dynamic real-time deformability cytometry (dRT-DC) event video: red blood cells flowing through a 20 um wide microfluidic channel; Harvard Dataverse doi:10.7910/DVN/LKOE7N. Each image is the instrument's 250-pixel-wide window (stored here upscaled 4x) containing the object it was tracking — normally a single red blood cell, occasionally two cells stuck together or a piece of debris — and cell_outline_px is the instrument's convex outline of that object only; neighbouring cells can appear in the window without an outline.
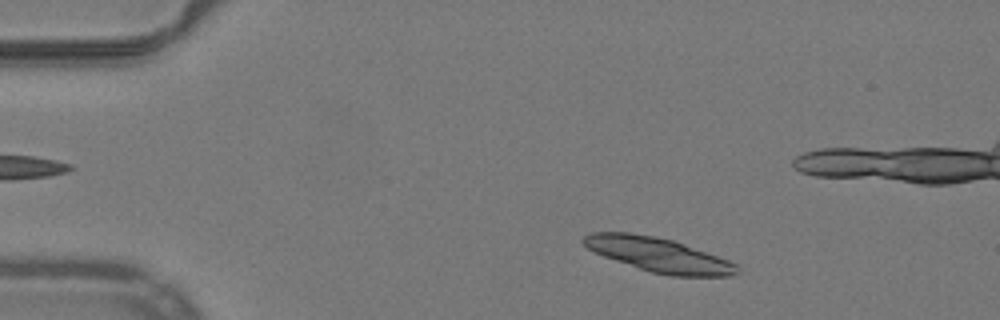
{"species": "common noctule bat (a hibernating species)", "species_latin": "Nyctalus noctula", "temperature_condition": "warm", "stored_images_in_passage": 37, "camera_frame_rate_fps": 3000, "um_per_image_px": 0.085, "animal": {"sex": "male", "body_mass_g": 19.2, "forearm_length_mm": 51.8}, "frame": {"image": 1, "passage_image": 6, "time_ms": 1.667, "image_size_px": [1000, 320], "cell_outline_px": [[740, 272], [732, 276], [672, 276], [652, 272], [604, 256], [588, 248], [584, 244], [584, 236], [592, 232], [628, 232], [652, 236], [672, 240], [684, 244], [728, 260], [736, 264]], "centroid_in_image_um": [56.01, 21.66], "position_along_channel_um": 29.0, "area_um2": 30.06}}
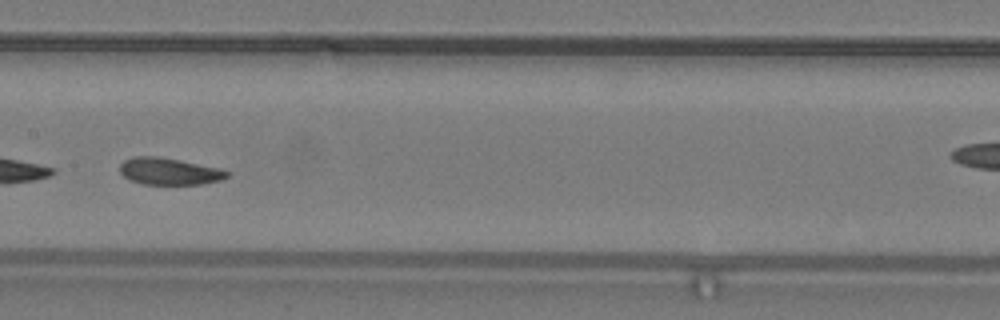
{"frame": {"image": 2, "passage_image": 24, "time_ms": 7.667, "image_size_px": [1000, 320], "cell_outline_px": [[228, 176], [220, 180], [204, 184], [140, 184], [128, 180], [120, 172], [120, 164], [124, 160], [132, 156], [156, 156], [180, 160], [220, 168], [228, 172]], "centroid_in_image_um": [14.34, 14.56], "position_along_channel_um": 193.1, "area_um2": 16.88}}
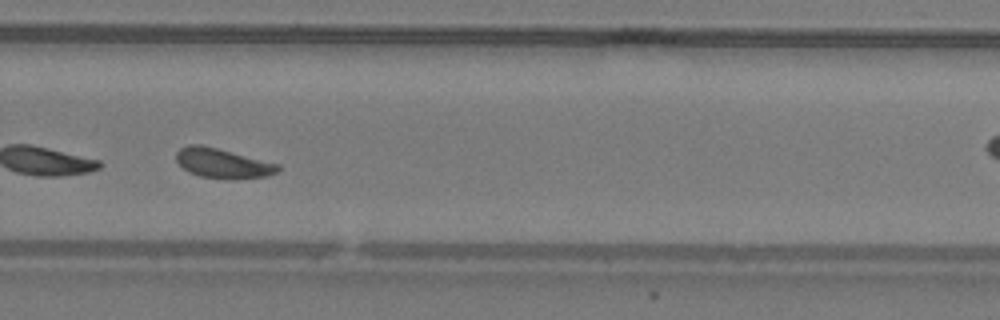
{"frame": {"image": 3, "passage_image": 33, "time_ms": 10.667, "image_size_px": [1000, 320], "cell_outline_px": [[280, 168], [276, 172], [268, 176], [236, 180], [228, 180], [200, 176], [188, 172], [176, 160], [176, 152], [180, 148], [188, 144], [200, 144], [280, 164]], "centroid_in_image_um": [18.93, 13.89], "position_along_channel_um": 310.9, "area_um2": 17.74}, "authors_computed_cell_mechanics": {"area_um2": 17.7446, "velocity_mm_per_s": 3.9508, "shape_relaxation_time_tau1_ms": 4.9319, "shape_relaxation_time_tau2_ms": 1.4387, "deformation_change_tau1": 0.1135, "deformation_change_tau2": 0.0604}}